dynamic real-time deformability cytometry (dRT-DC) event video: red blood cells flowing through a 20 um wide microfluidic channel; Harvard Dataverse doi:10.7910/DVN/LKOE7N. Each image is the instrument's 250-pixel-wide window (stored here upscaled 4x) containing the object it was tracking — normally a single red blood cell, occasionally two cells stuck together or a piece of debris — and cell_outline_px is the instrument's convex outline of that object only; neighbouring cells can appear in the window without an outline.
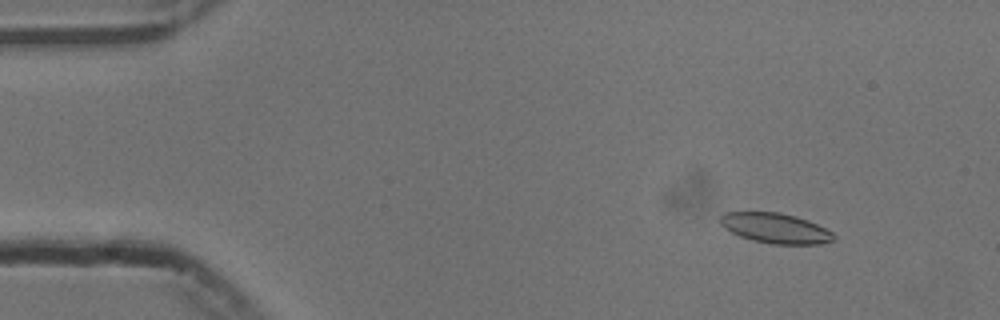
{"species": "common noctule bat (a hibernating species)", "species_latin": "Nyctalus noctula", "temperature_condition": "cold", "stored_images_in_passage": 56, "camera_frame_rate_fps": 3000, "um_per_image_px": 0.085, "animal": {"sex": "male", "body_mass_g": 13.3}, "frame": {"image": 1, "passage_image": 7, "time_ms": 2.0, "image_size_px": [1000, 320], "cell_outline_px": [[836, 240], [820, 244], [772, 244], [752, 240], [740, 236], [724, 228], [720, 224], [720, 216], [724, 212], [780, 212], [796, 216], [808, 220], [832, 232], [836, 236]], "centroid_in_image_um": [65.92, 19.39], "position_along_channel_um": 19.1, "area_um2": 20.0}}
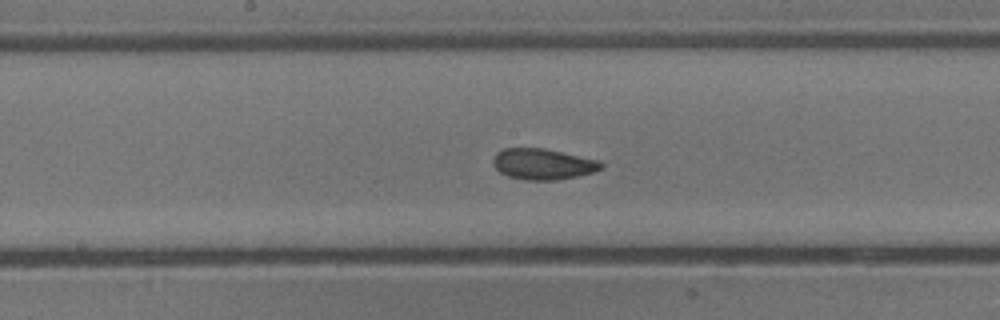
{"frame": {"image": 2, "passage_image": 29, "time_ms": 9.333, "image_size_px": [1000, 320], "cell_outline_px": [[604, 164], [600, 168], [592, 172], [576, 176], [556, 180], [524, 180], [508, 176], [500, 172], [492, 164], [492, 160], [496, 152], [504, 148], [544, 148], [600, 160]], "centroid_in_image_um": [46.12, 13.94], "position_along_channel_um": 202.1, "area_um2": 19.48}}
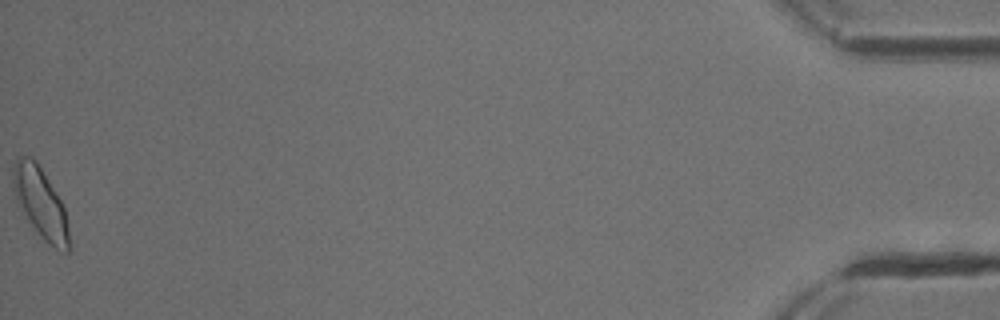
{"frame": {"image": 3, "passage_image": 56, "time_ms": 18.333, "image_size_px": [1000, 320], "cell_outline_px": [[72, 244], [68, 252], [64, 252], [56, 248], [44, 240], [28, 220], [16, 200], [12, 180], [12, 168], [16, 160], [20, 156], [28, 156], [36, 160], [60, 200], [64, 208]], "centroid_in_image_um": [3.45, 17.26], "position_along_channel_um": 431.7, "area_um2": 22.72}, "authors_computed_cell_mechanics": {"area_um2": 19.5653, "velocity_mm_per_s": 3.7242, "shape_relaxation_time_tau1_ms": 7.4072, "shape_relaxation_time_tau2_ms": 2.0145, "deformation_change_tau1": 0.1495, "deformation_change_tau2": 0.0722}}